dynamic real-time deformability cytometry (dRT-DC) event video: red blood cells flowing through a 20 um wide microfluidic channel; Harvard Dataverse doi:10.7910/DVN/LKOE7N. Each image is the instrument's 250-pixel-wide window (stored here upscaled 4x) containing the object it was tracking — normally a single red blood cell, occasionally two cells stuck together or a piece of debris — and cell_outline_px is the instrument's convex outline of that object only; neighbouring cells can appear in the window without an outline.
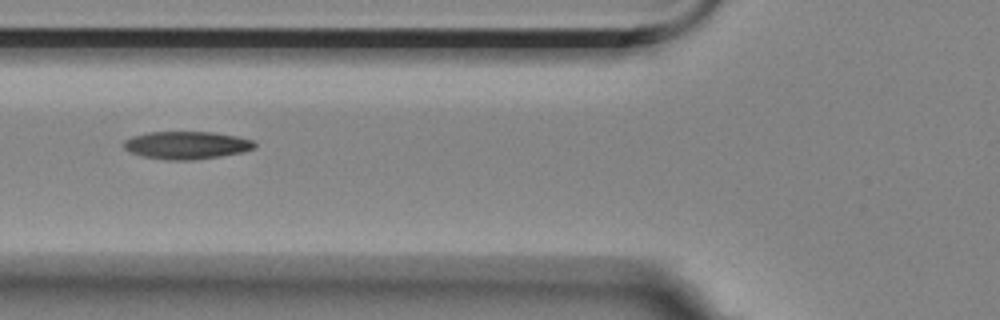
{"species": "Egyptian fruit bat (a non-hibernating species)", "species_latin": "Rousettus aegyptiacus", "temperature_condition": "room temperature", "stored_images_in_passage": 8, "camera_frame_rate_fps": 3000, "um_per_image_px": 0.085, "animal": {"sex": "female"}, "frame": {"image": 1, "passage_image": 5, "time_ms": 4.667, "image_size_px": [1000, 320], "cell_outline_px": [[256, 148], [244, 152], [220, 156], [192, 160], [164, 160], [140, 156], [128, 152], [120, 144], [124, 140], [132, 136], [148, 132], [212, 132], [236, 136], [252, 140], [256, 144]], "centroid_in_image_um": [15.81, 12.35], "position_along_channel_um": 110.0, "area_um2": 21.44}}
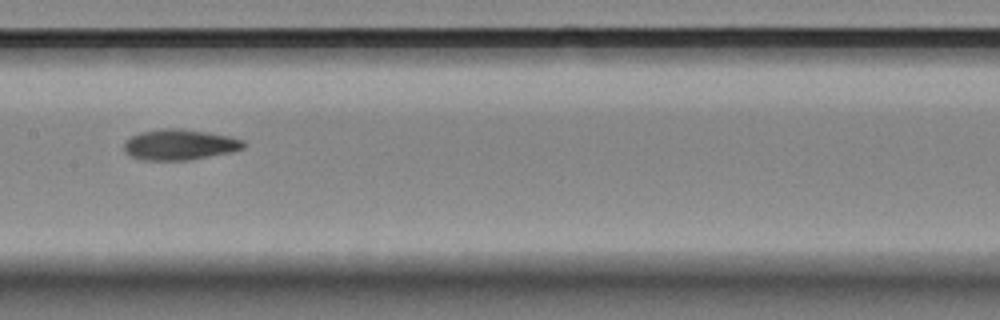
{"frame": {"image": 2, "passage_image": 7, "time_ms": 7.0, "image_size_px": [1000, 320], "cell_outline_px": [[244, 148], [232, 152], [188, 160], [140, 160], [128, 156], [124, 152], [124, 140], [140, 132], [164, 128], [180, 128], [208, 132], [228, 136], [244, 140]], "centroid_in_image_um": [15.22, 12.3], "position_along_channel_um": 192.2, "area_um2": 21.56}}
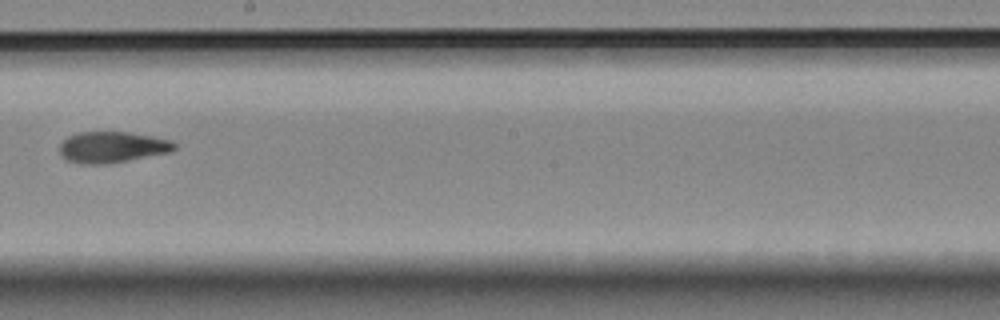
{"frame": {"image": 3, "passage_image": 8, "time_ms": 8.333, "image_size_px": [1000, 320], "cell_outline_px": [[176, 148], [168, 152], [124, 160], [100, 164], [80, 164], [68, 160], [60, 156], [60, 144], [68, 136], [80, 132], [128, 132], [152, 136], [172, 140], [176, 144]], "centroid_in_image_um": [9.5, 12.49], "position_along_channel_um": 238.7, "area_um2": 20.46}}